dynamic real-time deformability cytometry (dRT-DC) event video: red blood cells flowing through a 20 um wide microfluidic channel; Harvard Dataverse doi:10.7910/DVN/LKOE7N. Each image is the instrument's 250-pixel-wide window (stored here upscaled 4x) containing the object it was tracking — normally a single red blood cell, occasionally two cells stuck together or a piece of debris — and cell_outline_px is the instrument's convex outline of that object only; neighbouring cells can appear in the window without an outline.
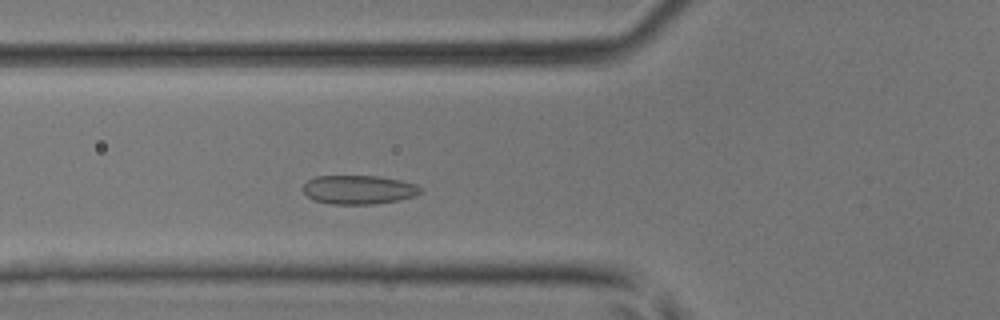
{"species": "common noctule bat (a hibernating species)", "species_latin": "Nyctalus noctula", "temperature_condition": "room temperature", "stored_images_in_passage": 41, "camera_frame_rate_fps": 3000, "um_per_image_px": 0.085, "animal": {"sex": "male", "body_mass_g": 17.9, "forearm_length_mm": 54.2}, "frame": {"image": 1, "passage_image": 11, "time_ms": 3.333, "image_size_px": [1000, 320], "cell_outline_px": [[424, 188], [416, 196], [376, 204], [332, 204], [312, 200], [300, 188], [308, 180], [316, 176], [376, 176], [400, 180], [416, 184]], "centroid_in_image_um": [30.48, 16.12], "position_along_channel_um": 95.3, "area_um2": 19.88}}
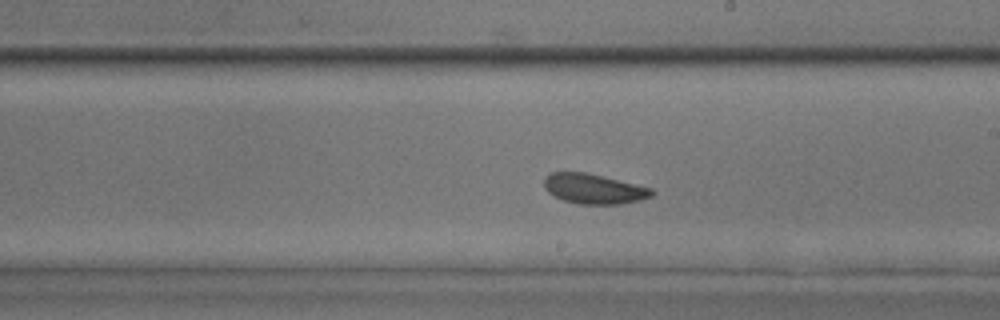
{"frame": {"image": 2, "passage_image": 21, "time_ms": 6.667, "image_size_px": [1000, 320], "cell_outline_px": [[656, 192], [652, 196], [640, 200], [620, 204], [580, 204], [564, 200], [548, 192], [544, 188], [544, 176], [552, 172], [588, 172], [652, 188]], "centroid_in_image_um": [50.49, 16.04], "position_along_channel_um": 238.5, "area_um2": 18.9}}
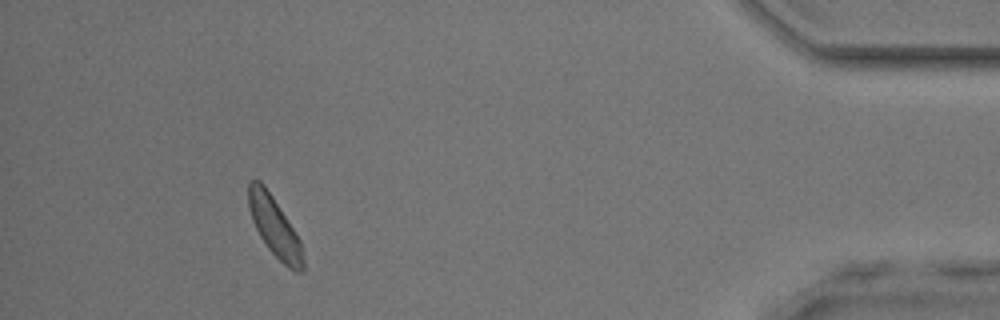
{"frame": {"image": 3, "passage_image": 37, "time_ms": 12.0, "image_size_px": [1000, 320], "cell_outline_px": [[304, 268], [300, 272], [296, 272], [288, 268], [268, 248], [260, 236], [252, 220], [248, 208], [248, 184], [252, 180], [260, 180], [264, 184], [272, 196], [300, 240], [304, 260]], "centroid_in_image_um": [23.32, 19.28], "position_along_channel_um": 411.9, "area_um2": 18.67}}